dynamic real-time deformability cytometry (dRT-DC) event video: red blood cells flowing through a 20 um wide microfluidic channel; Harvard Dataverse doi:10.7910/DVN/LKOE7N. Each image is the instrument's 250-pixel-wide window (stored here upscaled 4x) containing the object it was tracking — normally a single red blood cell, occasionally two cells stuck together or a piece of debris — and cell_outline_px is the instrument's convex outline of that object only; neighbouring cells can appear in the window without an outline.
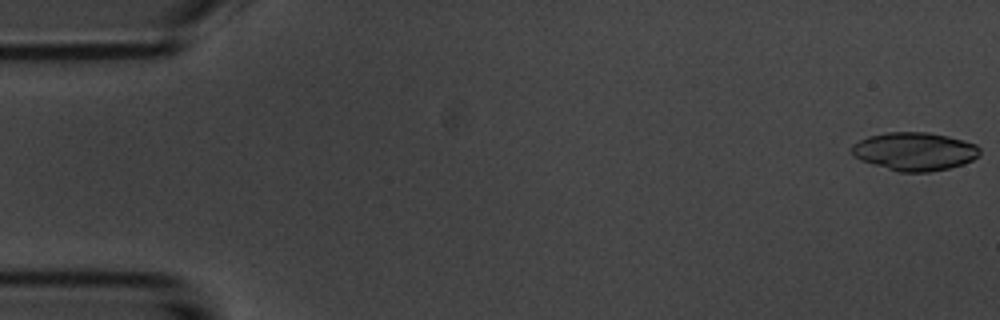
{"species": "common noctule bat (a hibernating species)", "species_latin": "Nyctalus noctula", "temperature_condition": "room temperature", "stored_images_in_passage": 16, "camera_frame_rate_fps": 3000, "um_per_image_px": 0.085, "animal": {"sex": "male", "body_mass_g": 20.1, "forearm_length_mm": 53.5}, "frame": {"image": 1, "passage_image": 1, "time_ms": 0.0, "image_size_px": [1000, 320], "cell_outline_px": [[980, 156], [964, 164], [948, 168], [928, 172], [900, 172], [860, 160], [852, 156], [852, 144], [868, 136], [884, 132], [928, 132], [948, 136], [976, 144], [980, 148]], "centroid_in_image_um": [77.74, 12.86], "position_along_channel_um": 7.3, "area_um2": 28.61}}